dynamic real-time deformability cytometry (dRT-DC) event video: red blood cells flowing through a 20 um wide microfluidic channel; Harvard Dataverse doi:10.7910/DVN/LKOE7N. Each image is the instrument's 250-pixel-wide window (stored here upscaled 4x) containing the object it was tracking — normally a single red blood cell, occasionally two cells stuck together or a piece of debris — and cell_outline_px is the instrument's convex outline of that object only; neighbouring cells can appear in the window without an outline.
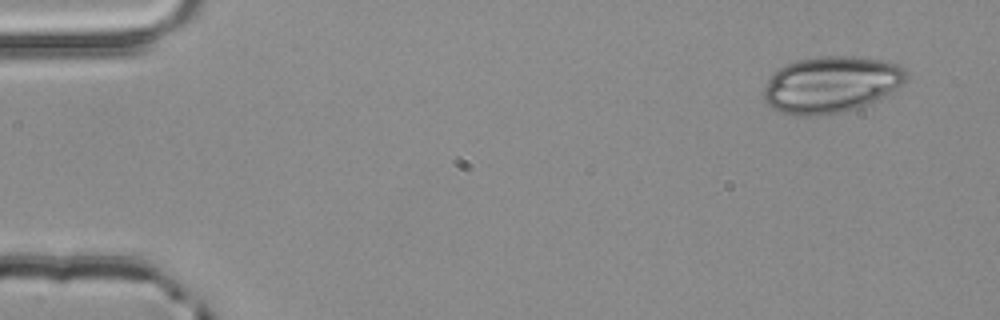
{"species": "common noctule bat (a hibernating species)", "species_latin": "Nyctalus noctula", "temperature_condition": "room temperature", "stored_images_in_passage": 3, "camera_frame_rate_fps": 3000, "um_per_image_px": 0.085, "animal": {"sex": "male", "body_mass_g": 20.4}, "frame": {"image": 1, "passage_image": 1, "time_ms": 0.0, "image_size_px": [1000, 320], "cell_outline_px": [[908, 80], [904, 84], [872, 104], [840, 112], [820, 116], [792, 116], [780, 112], [772, 108], [764, 100], [764, 88], [768, 80], [780, 68], [796, 60], [820, 56], [852, 56], [884, 60], [900, 64], [908, 72]], "centroid_in_image_um": [70.7, 7.19], "position_along_channel_um": 14.3, "area_um2": 47.51}}